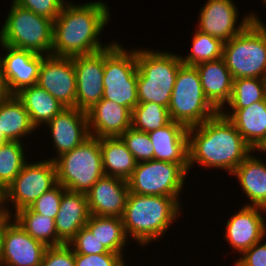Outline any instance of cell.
<instances>
[{
  "mask_svg": "<svg viewBox=\"0 0 266 266\" xmlns=\"http://www.w3.org/2000/svg\"><path fill=\"white\" fill-rule=\"evenodd\" d=\"M224 42L209 34L195 29L192 36L191 50L186 56L180 55L182 63L196 66L202 62L216 60L222 57Z\"/></svg>",
  "mask_w": 266,
  "mask_h": 266,
  "instance_id": "4dcf8cb0",
  "label": "cell"
},
{
  "mask_svg": "<svg viewBox=\"0 0 266 266\" xmlns=\"http://www.w3.org/2000/svg\"><path fill=\"white\" fill-rule=\"evenodd\" d=\"M13 219L10 214H0V257L2 253V237L6 225Z\"/></svg>",
  "mask_w": 266,
  "mask_h": 266,
  "instance_id": "7bdbcfd3",
  "label": "cell"
},
{
  "mask_svg": "<svg viewBox=\"0 0 266 266\" xmlns=\"http://www.w3.org/2000/svg\"><path fill=\"white\" fill-rule=\"evenodd\" d=\"M236 212L227 219L223 234L224 239L231 246L232 252L235 255L238 252L240 257L247 249L266 237V220L264 218L266 209L244 205Z\"/></svg>",
  "mask_w": 266,
  "mask_h": 266,
  "instance_id": "2e32d148",
  "label": "cell"
},
{
  "mask_svg": "<svg viewBox=\"0 0 266 266\" xmlns=\"http://www.w3.org/2000/svg\"><path fill=\"white\" fill-rule=\"evenodd\" d=\"M56 155L47 157L54 161L60 155L72 151L90 137L87 112L77 108H65L47 124Z\"/></svg>",
  "mask_w": 266,
  "mask_h": 266,
  "instance_id": "ac0fdd59",
  "label": "cell"
},
{
  "mask_svg": "<svg viewBox=\"0 0 266 266\" xmlns=\"http://www.w3.org/2000/svg\"><path fill=\"white\" fill-rule=\"evenodd\" d=\"M138 101L168 108L175 80L183 64L180 54L136 48Z\"/></svg>",
  "mask_w": 266,
  "mask_h": 266,
  "instance_id": "277c9868",
  "label": "cell"
},
{
  "mask_svg": "<svg viewBox=\"0 0 266 266\" xmlns=\"http://www.w3.org/2000/svg\"><path fill=\"white\" fill-rule=\"evenodd\" d=\"M222 58L233 79H266V24L250 23L224 43Z\"/></svg>",
  "mask_w": 266,
  "mask_h": 266,
  "instance_id": "8992f818",
  "label": "cell"
},
{
  "mask_svg": "<svg viewBox=\"0 0 266 266\" xmlns=\"http://www.w3.org/2000/svg\"><path fill=\"white\" fill-rule=\"evenodd\" d=\"M65 191L66 189L57 183L53 188L39 197L30 208L38 214L55 219L59 211L61 197Z\"/></svg>",
  "mask_w": 266,
  "mask_h": 266,
  "instance_id": "d590c367",
  "label": "cell"
},
{
  "mask_svg": "<svg viewBox=\"0 0 266 266\" xmlns=\"http://www.w3.org/2000/svg\"><path fill=\"white\" fill-rule=\"evenodd\" d=\"M8 95L3 77H2V66H1V60H0V100L5 98Z\"/></svg>",
  "mask_w": 266,
  "mask_h": 266,
  "instance_id": "f6af8a7d",
  "label": "cell"
},
{
  "mask_svg": "<svg viewBox=\"0 0 266 266\" xmlns=\"http://www.w3.org/2000/svg\"><path fill=\"white\" fill-rule=\"evenodd\" d=\"M103 171L106 176L128 180L137 161L121 137L100 138Z\"/></svg>",
  "mask_w": 266,
  "mask_h": 266,
  "instance_id": "4316f807",
  "label": "cell"
},
{
  "mask_svg": "<svg viewBox=\"0 0 266 266\" xmlns=\"http://www.w3.org/2000/svg\"><path fill=\"white\" fill-rule=\"evenodd\" d=\"M262 2H263L262 4H263V5L265 4V6H266V0H263Z\"/></svg>",
  "mask_w": 266,
  "mask_h": 266,
  "instance_id": "c3c4849f",
  "label": "cell"
},
{
  "mask_svg": "<svg viewBox=\"0 0 266 266\" xmlns=\"http://www.w3.org/2000/svg\"><path fill=\"white\" fill-rule=\"evenodd\" d=\"M259 152L266 154V134L260 139V141L252 148V152Z\"/></svg>",
  "mask_w": 266,
  "mask_h": 266,
  "instance_id": "ee69618b",
  "label": "cell"
},
{
  "mask_svg": "<svg viewBox=\"0 0 266 266\" xmlns=\"http://www.w3.org/2000/svg\"><path fill=\"white\" fill-rule=\"evenodd\" d=\"M125 49L121 43L112 41L105 48L103 99L116 102L131 111L138 105V69L136 48Z\"/></svg>",
  "mask_w": 266,
  "mask_h": 266,
  "instance_id": "52a82bcc",
  "label": "cell"
},
{
  "mask_svg": "<svg viewBox=\"0 0 266 266\" xmlns=\"http://www.w3.org/2000/svg\"><path fill=\"white\" fill-rule=\"evenodd\" d=\"M27 110L32 124L38 130L66 107L40 86L32 85L16 94ZM42 125V126H41Z\"/></svg>",
  "mask_w": 266,
  "mask_h": 266,
  "instance_id": "83f0119b",
  "label": "cell"
},
{
  "mask_svg": "<svg viewBox=\"0 0 266 266\" xmlns=\"http://www.w3.org/2000/svg\"><path fill=\"white\" fill-rule=\"evenodd\" d=\"M90 215L86 194L66 190L55 217L58 238L68 244L80 229L85 227Z\"/></svg>",
  "mask_w": 266,
  "mask_h": 266,
  "instance_id": "7402d4cb",
  "label": "cell"
},
{
  "mask_svg": "<svg viewBox=\"0 0 266 266\" xmlns=\"http://www.w3.org/2000/svg\"><path fill=\"white\" fill-rule=\"evenodd\" d=\"M189 171L195 164L231 175L252 152L234 124L221 112L188 128Z\"/></svg>",
  "mask_w": 266,
  "mask_h": 266,
  "instance_id": "7a4b0ae2",
  "label": "cell"
},
{
  "mask_svg": "<svg viewBox=\"0 0 266 266\" xmlns=\"http://www.w3.org/2000/svg\"><path fill=\"white\" fill-rule=\"evenodd\" d=\"M12 2L52 21L57 18L63 7L58 0H12Z\"/></svg>",
  "mask_w": 266,
  "mask_h": 266,
  "instance_id": "f35d334b",
  "label": "cell"
},
{
  "mask_svg": "<svg viewBox=\"0 0 266 266\" xmlns=\"http://www.w3.org/2000/svg\"><path fill=\"white\" fill-rule=\"evenodd\" d=\"M85 226L109 252L124 256L129 238L125 234L121 217L90 215Z\"/></svg>",
  "mask_w": 266,
  "mask_h": 266,
  "instance_id": "f1b7e54d",
  "label": "cell"
},
{
  "mask_svg": "<svg viewBox=\"0 0 266 266\" xmlns=\"http://www.w3.org/2000/svg\"><path fill=\"white\" fill-rule=\"evenodd\" d=\"M56 184L57 175L54 161L47 158L36 162L28 161L7 187L9 214L13 215V212L30 207Z\"/></svg>",
  "mask_w": 266,
  "mask_h": 266,
  "instance_id": "8fae6325",
  "label": "cell"
},
{
  "mask_svg": "<svg viewBox=\"0 0 266 266\" xmlns=\"http://www.w3.org/2000/svg\"><path fill=\"white\" fill-rule=\"evenodd\" d=\"M169 110L154 102L138 103L132 111V127L149 133L171 122Z\"/></svg>",
  "mask_w": 266,
  "mask_h": 266,
  "instance_id": "d6a6232c",
  "label": "cell"
},
{
  "mask_svg": "<svg viewBox=\"0 0 266 266\" xmlns=\"http://www.w3.org/2000/svg\"><path fill=\"white\" fill-rule=\"evenodd\" d=\"M5 143H7V141L3 137H0V147L3 146Z\"/></svg>",
  "mask_w": 266,
  "mask_h": 266,
  "instance_id": "7dc6e473",
  "label": "cell"
},
{
  "mask_svg": "<svg viewBox=\"0 0 266 266\" xmlns=\"http://www.w3.org/2000/svg\"><path fill=\"white\" fill-rule=\"evenodd\" d=\"M30 116L22 101L16 95H7L0 100V137L8 141L24 142L32 133H36Z\"/></svg>",
  "mask_w": 266,
  "mask_h": 266,
  "instance_id": "d4e9b609",
  "label": "cell"
},
{
  "mask_svg": "<svg viewBox=\"0 0 266 266\" xmlns=\"http://www.w3.org/2000/svg\"><path fill=\"white\" fill-rule=\"evenodd\" d=\"M88 129L92 137H120L132 127V111L116 102L101 99L87 111Z\"/></svg>",
  "mask_w": 266,
  "mask_h": 266,
  "instance_id": "44dd1931",
  "label": "cell"
},
{
  "mask_svg": "<svg viewBox=\"0 0 266 266\" xmlns=\"http://www.w3.org/2000/svg\"><path fill=\"white\" fill-rule=\"evenodd\" d=\"M181 197L146 196L129 192L122 222L129 239L146 247L160 241L177 222L183 205Z\"/></svg>",
  "mask_w": 266,
  "mask_h": 266,
  "instance_id": "3957f363",
  "label": "cell"
},
{
  "mask_svg": "<svg viewBox=\"0 0 266 266\" xmlns=\"http://www.w3.org/2000/svg\"><path fill=\"white\" fill-rule=\"evenodd\" d=\"M220 112L234 124L252 148L266 134V99L244 108L222 109Z\"/></svg>",
  "mask_w": 266,
  "mask_h": 266,
  "instance_id": "484cf974",
  "label": "cell"
},
{
  "mask_svg": "<svg viewBox=\"0 0 266 266\" xmlns=\"http://www.w3.org/2000/svg\"><path fill=\"white\" fill-rule=\"evenodd\" d=\"M12 217L31 237L47 247L64 244L57 236L55 219L38 214L30 207L18 210Z\"/></svg>",
  "mask_w": 266,
  "mask_h": 266,
  "instance_id": "f546056e",
  "label": "cell"
},
{
  "mask_svg": "<svg viewBox=\"0 0 266 266\" xmlns=\"http://www.w3.org/2000/svg\"><path fill=\"white\" fill-rule=\"evenodd\" d=\"M41 266H75L74 251L68 244L48 247Z\"/></svg>",
  "mask_w": 266,
  "mask_h": 266,
  "instance_id": "ab89813d",
  "label": "cell"
},
{
  "mask_svg": "<svg viewBox=\"0 0 266 266\" xmlns=\"http://www.w3.org/2000/svg\"><path fill=\"white\" fill-rule=\"evenodd\" d=\"M205 2L200 10L196 29L224 43L240 34L250 23H265L255 12L245 14L238 22L240 12L233 0H207Z\"/></svg>",
  "mask_w": 266,
  "mask_h": 266,
  "instance_id": "7c38bea8",
  "label": "cell"
},
{
  "mask_svg": "<svg viewBox=\"0 0 266 266\" xmlns=\"http://www.w3.org/2000/svg\"><path fill=\"white\" fill-rule=\"evenodd\" d=\"M264 241V243H262ZM266 240H261L247 249L234 261L235 266H266Z\"/></svg>",
  "mask_w": 266,
  "mask_h": 266,
  "instance_id": "60d3db41",
  "label": "cell"
},
{
  "mask_svg": "<svg viewBox=\"0 0 266 266\" xmlns=\"http://www.w3.org/2000/svg\"><path fill=\"white\" fill-rule=\"evenodd\" d=\"M122 254L107 252L100 254H78L74 252L75 266H128Z\"/></svg>",
  "mask_w": 266,
  "mask_h": 266,
  "instance_id": "74e56055",
  "label": "cell"
},
{
  "mask_svg": "<svg viewBox=\"0 0 266 266\" xmlns=\"http://www.w3.org/2000/svg\"><path fill=\"white\" fill-rule=\"evenodd\" d=\"M168 110L172 121L187 128L202 124L219 113L205 96L195 66H180Z\"/></svg>",
  "mask_w": 266,
  "mask_h": 266,
  "instance_id": "9c48e42d",
  "label": "cell"
},
{
  "mask_svg": "<svg viewBox=\"0 0 266 266\" xmlns=\"http://www.w3.org/2000/svg\"><path fill=\"white\" fill-rule=\"evenodd\" d=\"M120 137L137 162L154 160V147L148 133L130 127Z\"/></svg>",
  "mask_w": 266,
  "mask_h": 266,
  "instance_id": "e575fe53",
  "label": "cell"
},
{
  "mask_svg": "<svg viewBox=\"0 0 266 266\" xmlns=\"http://www.w3.org/2000/svg\"><path fill=\"white\" fill-rule=\"evenodd\" d=\"M63 6L66 5V4H72L71 0L70 2L68 0H58Z\"/></svg>",
  "mask_w": 266,
  "mask_h": 266,
  "instance_id": "bcb514c9",
  "label": "cell"
},
{
  "mask_svg": "<svg viewBox=\"0 0 266 266\" xmlns=\"http://www.w3.org/2000/svg\"><path fill=\"white\" fill-rule=\"evenodd\" d=\"M266 99V79L238 78L233 79L232 94L227 108H244L255 102Z\"/></svg>",
  "mask_w": 266,
  "mask_h": 266,
  "instance_id": "1f68e13d",
  "label": "cell"
},
{
  "mask_svg": "<svg viewBox=\"0 0 266 266\" xmlns=\"http://www.w3.org/2000/svg\"><path fill=\"white\" fill-rule=\"evenodd\" d=\"M68 245L78 254H100L109 252L85 226L70 240Z\"/></svg>",
  "mask_w": 266,
  "mask_h": 266,
  "instance_id": "8d00e7d4",
  "label": "cell"
},
{
  "mask_svg": "<svg viewBox=\"0 0 266 266\" xmlns=\"http://www.w3.org/2000/svg\"><path fill=\"white\" fill-rule=\"evenodd\" d=\"M37 85L66 108H76V73L72 57L46 56L40 66Z\"/></svg>",
  "mask_w": 266,
  "mask_h": 266,
  "instance_id": "5bb4252c",
  "label": "cell"
},
{
  "mask_svg": "<svg viewBox=\"0 0 266 266\" xmlns=\"http://www.w3.org/2000/svg\"><path fill=\"white\" fill-rule=\"evenodd\" d=\"M107 2L97 0L66 4L54 20L51 55L74 57L99 52L112 44L101 42L102 31L111 22ZM103 44V45H102Z\"/></svg>",
  "mask_w": 266,
  "mask_h": 266,
  "instance_id": "6da1fadb",
  "label": "cell"
},
{
  "mask_svg": "<svg viewBox=\"0 0 266 266\" xmlns=\"http://www.w3.org/2000/svg\"><path fill=\"white\" fill-rule=\"evenodd\" d=\"M57 183L66 190L87 194L91 187L103 177L100 139L90 136L72 151L54 160Z\"/></svg>",
  "mask_w": 266,
  "mask_h": 266,
  "instance_id": "ba28073f",
  "label": "cell"
},
{
  "mask_svg": "<svg viewBox=\"0 0 266 266\" xmlns=\"http://www.w3.org/2000/svg\"><path fill=\"white\" fill-rule=\"evenodd\" d=\"M128 194L126 180L104 175L86 194L90 214L122 217Z\"/></svg>",
  "mask_w": 266,
  "mask_h": 266,
  "instance_id": "d6986e66",
  "label": "cell"
},
{
  "mask_svg": "<svg viewBox=\"0 0 266 266\" xmlns=\"http://www.w3.org/2000/svg\"><path fill=\"white\" fill-rule=\"evenodd\" d=\"M187 176L179 164L149 160L137 163L127 183L129 192L138 195L180 197Z\"/></svg>",
  "mask_w": 266,
  "mask_h": 266,
  "instance_id": "30bf717a",
  "label": "cell"
},
{
  "mask_svg": "<svg viewBox=\"0 0 266 266\" xmlns=\"http://www.w3.org/2000/svg\"><path fill=\"white\" fill-rule=\"evenodd\" d=\"M76 73V108L87 112L103 96L105 49L72 57Z\"/></svg>",
  "mask_w": 266,
  "mask_h": 266,
  "instance_id": "9a60e30c",
  "label": "cell"
},
{
  "mask_svg": "<svg viewBox=\"0 0 266 266\" xmlns=\"http://www.w3.org/2000/svg\"><path fill=\"white\" fill-rule=\"evenodd\" d=\"M24 143L8 141L0 147V182L8 187L28 162Z\"/></svg>",
  "mask_w": 266,
  "mask_h": 266,
  "instance_id": "836d02e7",
  "label": "cell"
},
{
  "mask_svg": "<svg viewBox=\"0 0 266 266\" xmlns=\"http://www.w3.org/2000/svg\"><path fill=\"white\" fill-rule=\"evenodd\" d=\"M236 177L242 193L248 198L245 206H258L266 209V163L251 152L231 174Z\"/></svg>",
  "mask_w": 266,
  "mask_h": 266,
  "instance_id": "cb8c5ba5",
  "label": "cell"
},
{
  "mask_svg": "<svg viewBox=\"0 0 266 266\" xmlns=\"http://www.w3.org/2000/svg\"><path fill=\"white\" fill-rule=\"evenodd\" d=\"M47 248L12 219L3 232L0 261L3 266H41Z\"/></svg>",
  "mask_w": 266,
  "mask_h": 266,
  "instance_id": "e0dca14e",
  "label": "cell"
},
{
  "mask_svg": "<svg viewBox=\"0 0 266 266\" xmlns=\"http://www.w3.org/2000/svg\"><path fill=\"white\" fill-rule=\"evenodd\" d=\"M0 29V43L18 49L51 55L54 21L13 2Z\"/></svg>",
  "mask_w": 266,
  "mask_h": 266,
  "instance_id": "5b68a950",
  "label": "cell"
},
{
  "mask_svg": "<svg viewBox=\"0 0 266 266\" xmlns=\"http://www.w3.org/2000/svg\"><path fill=\"white\" fill-rule=\"evenodd\" d=\"M197 68L203 91L208 101L220 112L229 102L233 77L223 58L202 62Z\"/></svg>",
  "mask_w": 266,
  "mask_h": 266,
  "instance_id": "603a6c76",
  "label": "cell"
},
{
  "mask_svg": "<svg viewBox=\"0 0 266 266\" xmlns=\"http://www.w3.org/2000/svg\"><path fill=\"white\" fill-rule=\"evenodd\" d=\"M0 47L6 52L0 54V60L7 93L16 95L24 88L36 85L41 63L46 56L1 43Z\"/></svg>",
  "mask_w": 266,
  "mask_h": 266,
  "instance_id": "4fadbf2b",
  "label": "cell"
},
{
  "mask_svg": "<svg viewBox=\"0 0 266 266\" xmlns=\"http://www.w3.org/2000/svg\"><path fill=\"white\" fill-rule=\"evenodd\" d=\"M0 214H9L7 206V188L0 182Z\"/></svg>",
  "mask_w": 266,
  "mask_h": 266,
  "instance_id": "b9f144b4",
  "label": "cell"
},
{
  "mask_svg": "<svg viewBox=\"0 0 266 266\" xmlns=\"http://www.w3.org/2000/svg\"><path fill=\"white\" fill-rule=\"evenodd\" d=\"M154 147V160L179 164L189 173L188 128L171 121L148 133Z\"/></svg>",
  "mask_w": 266,
  "mask_h": 266,
  "instance_id": "ffe728a7",
  "label": "cell"
}]
</instances>
